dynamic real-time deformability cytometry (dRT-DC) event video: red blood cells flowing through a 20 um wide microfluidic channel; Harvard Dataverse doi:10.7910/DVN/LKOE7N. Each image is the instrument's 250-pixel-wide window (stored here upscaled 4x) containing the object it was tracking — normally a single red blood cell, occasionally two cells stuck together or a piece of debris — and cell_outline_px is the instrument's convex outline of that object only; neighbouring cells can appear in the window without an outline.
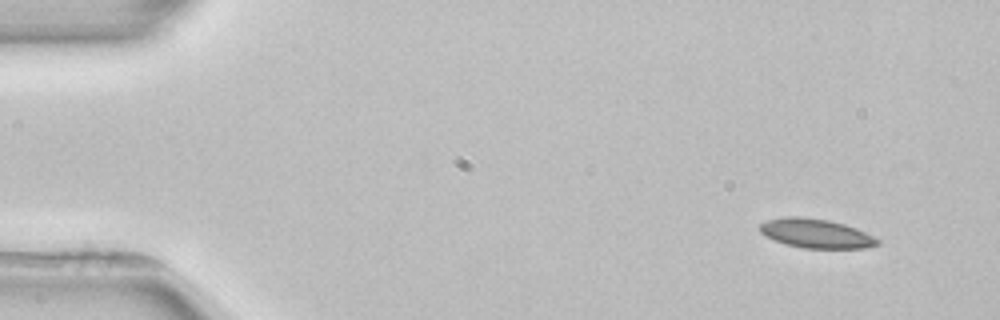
{"species": "common noctule bat (a hibernating species)", "species_latin": "Nyctalus noctula", "temperature_condition": "room temperature", "stored_images_in_passage": 4, "camera_frame_rate_fps": 3000, "um_per_image_px": 0.085, "animal": {"sex": "female", "body_mass_g": 22.7, "forearm_length_mm": 54.2}, "frame": {"image": 1, "passage_image": 1, "time_ms": 0.0, "image_size_px": [1000, 320], "cell_outline_px": [[880, 244], [864, 248], [804, 248], [784, 244], [764, 236], [760, 232], [760, 224], [768, 220], [784, 216], [804, 216], [828, 220], [844, 224], [856, 228], [880, 240]], "centroid_in_image_um": [69.33, 19.84], "position_along_channel_um": 15.7, "area_um2": 20.06}}
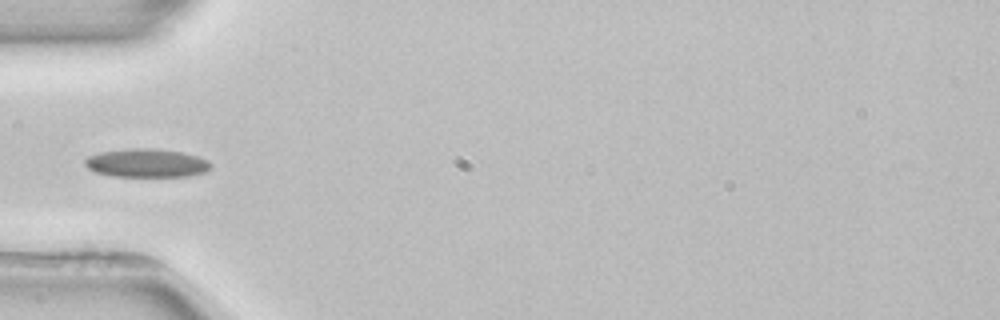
{"frame": {"image": 2, "passage_image": 4, "time_ms": 4.333, "image_size_px": [1000, 320], "cell_outline_px": [[212, 168], [208, 172], [188, 176], [112, 176], [96, 172], [88, 168], [84, 164], [84, 160], [88, 156], [100, 152], [132, 148], [152, 148], [180, 152], [196, 156], [208, 160], [212, 164]], "centroid_in_image_um": [12.48, 13.86], "position_along_channel_um": 72.5, "area_um2": 20.92}}